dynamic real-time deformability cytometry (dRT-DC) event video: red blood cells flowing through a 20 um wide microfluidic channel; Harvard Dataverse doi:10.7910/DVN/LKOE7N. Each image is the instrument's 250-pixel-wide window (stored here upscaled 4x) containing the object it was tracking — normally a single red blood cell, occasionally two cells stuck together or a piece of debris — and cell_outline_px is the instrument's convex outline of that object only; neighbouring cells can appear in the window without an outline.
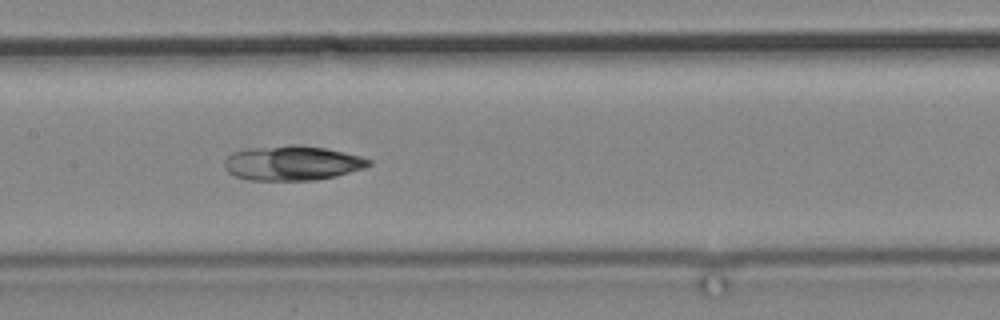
{"species": "common noctule bat (a hibernating species)", "species_latin": "Nyctalus noctula", "temperature_condition": "cold", "stored_images_in_passage": 14, "camera_frame_rate_fps": 3000, "um_per_image_px": 0.085, "animal": {"sex": "male", "body_mass_g": 19.2, "forearm_length_mm": 51.8}, "frame": {"image": 1, "passage_image": 12, "time_ms": 13.667, "image_size_px": [1000, 320], "cell_outline_px": [[372, 164], [364, 168], [336, 176], [316, 180], [248, 180], [236, 176], [228, 172], [224, 168], [224, 160], [232, 152], [248, 148], [292, 144], [324, 148], [344, 152], [360, 156], [372, 160]], "centroid_in_image_um": [24.83, 13.86], "position_along_channel_um": 182.6, "area_um2": 29.25}}
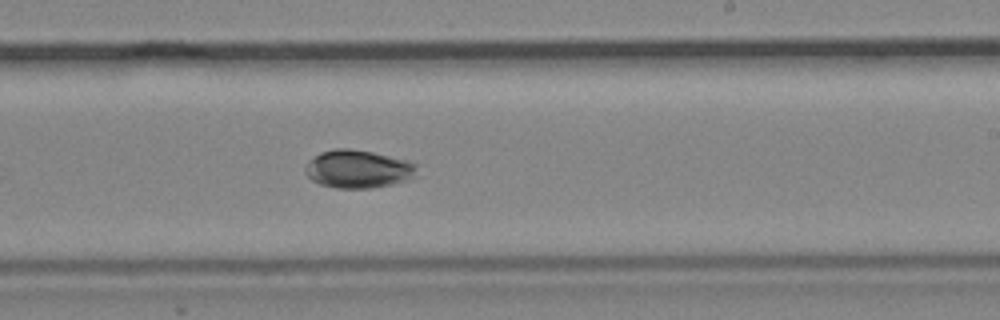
{"frame": {"image": 2, "passage_image": 14, "time_ms": 16.0, "image_size_px": [1000, 320], "cell_outline_px": [[416, 176], [408, 180], [392, 184], [372, 188], [336, 188], [320, 184], [312, 180], [304, 172], [304, 168], [308, 160], [320, 152], [336, 148], [348, 148], [372, 152], [408, 160], [416, 164]], "centroid_in_image_um": [30.42, 14.36], "position_along_channel_um": 258.6, "area_um2": 24.91}}